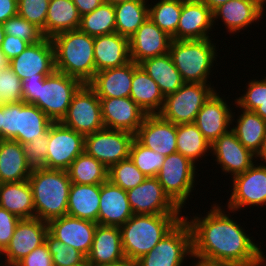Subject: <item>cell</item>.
Here are the masks:
<instances>
[{"label": "cell", "instance_id": "1", "mask_svg": "<svg viewBox=\"0 0 266 266\" xmlns=\"http://www.w3.org/2000/svg\"><path fill=\"white\" fill-rule=\"evenodd\" d=\"M213 202L210 210L202 213L204 216L193 212L189 217L184 210L183 218L192 233L193 260L233 266H257L262 263L266 259L262 242L258 243L245 226L235 220L237 218L230 214L233 212L226 209L222 201Z\"/></svg>", "mask_w": 266, "mask_h": 266}, {"label": "cell", "instance_id": "2", "mask_svg": "<svg viewBox=\"0 0 266 266\" xmlns=\"http://www.w3.org/2000/svg\"><path fill=\"white\" fill-rule=\"evenodd\" d=\"M81 81L54 71L46 78L22 80L23 101L39 107L53 122H61Z\"/></svg>", "mask_w": 266, "mask_h": 266}, {"label": "cell", "instance_id": "3", "mask_svg": "<svg viewBox=\"0 0 266 266\" xmlns=\"http://www.w3.org/2000/svg\"><path fill=\"white\" fill-rule=\"evenodd\" d=\"M51 41L55 70L89 84L96 74L94 37L75 29L59 33Z\"/></svg>", "mask_w": 266, "mask_h": 266}, {"label": "cell", "instance_id": "4", "mask_svg": "<svg viewBox=\"0 0 266 266\" xmlns=\"http://www.w3.org/2000/svg\"><path fill=\"white\" fill-rule=\"evenodd\" d=\"M214 41V38L202 40L172 39L169 54L185 83H204L214 86L211 79L214 76L213 70H217L215 67L220 64L217 63V58H223L219 56L218 53L221 50L217 42Z\"/></svg>", "mask_w": 266, "mask_h": 266}, {"label": "cell", "instance_id": "5", "mask_svg": "<svg viewBox=\"0 0 266 266\" xmlns=\"http://www.w3.org/2000/svg\"><path fill=\"white\" fill-rule=\"evenodd\" d=\"M184 217V214H134L120 226L127 259L137 261L151 251Z\"/></svg>", "mask_w": 266, "mask_h": 266}, {"label": "cell", "instance_id": "6", "mask_svg": "<svg viewBox=\"0 0 266 266\" xmlns=\"http://www.w3.org/2000/svg\"><path fill=\"white\" fill-rule=\"evenodd\" d=\"M28 181L33 192L35 218L48 223L67 215L72 183L66 170L34 169Z\"/></svg>", "mask_w": 266, "mask_h": 266}, {"label": "cell", "instance_id": "7", "mask_svg": "<svg viewBox=\"0 0 266 266\" xmlns=\"http://www.w3.org/2000/svg\"><path fill=\"white\" fill-rule=\"evenodd\" d=\"M53 121L34 104L24 101L2 105V139L20 144L47 133Z\"/></svg>", "mask_w": 266, "mask_h": 266}, {"label": "cell", "instance_id": "8", "mask_svg": "<svg viewBox=\"0 0 266 266\" xmlns=\"http://www.w3.org/2000/svg\"><path fill=\"white\" fill-rule=\"evenodd\" d=\"M197 167L199 166L176 152L165 156L164 163L157 175L165 193L183 212L185 208H189L186 204L190 206L189 200L191 201L192 196L195 195L192 192H195V187L201 180L197 178L200 176L198 172L201 171Z\"/></svg>", "mask_w": 266, "mask_h": 266}, {"label": "cell", "instance_id": "9", "mask_svg": "<svg viewBox=\"0 0 266 266\" xmlns=\"http://www.w3.org/2000/svg\"><path fill=\"white\" fill-rule=\"evenodd\" d=\"M193 261L192 233L184 218L147 254L136 261L137 266H188Z\"/></svg>", "mask_w": 266, "mask_h": 266}, {"label": "cell", "instance_id": "10", "mask_svg": "<svg viewBox=\"0 0 266 266\" xmlns=\"http://www.w3.org/2000/svg\"><path fill=\"white\" fill-rule=\"evenodd\" d=\"M216 88L211 84L184 83L175 93L165 96L158 114L176 125L194 123L197 113Z\"/></svg>", "mask_w": 266, "mask_h": 266}, {"label": "cell", "instance_id": "11", "mask_svg": "<svg viewBox=\"0 0 266 266\" xmlns=\"http://www.w3.org/2000/svg\"><path fill=\"white\" fill-rule=\"evenodd\" d=\"M231 194L224 207L233 215L248 208L266 206V165L256 161L244 173L230 179ZM248 207V208H247ZM237 211V212H236Z\"/></svg>", "mask_w": 266, "mask_h": 266}, {"label": "cell", "instance_id": "12", "mask_svg": "<svg viewBox=\"0 0 266 266\" xmlns=\"http://www.w3.org/2000/svg\"><path fill=\"white\" fill-rule=\"evenodd\" d=\"M61 123L84 136L105 128L100 99L89 84H83L75 93Z\"/></svg>", "mask_w": 266, "mask_h": 266}, {"label": "cell", "instance_id": "13", "mask_svg": "<svg viewBox=\"0 0 266 266\" xmlns=\"http://www.w3.org/2000/svg\"><path fill=\"white\" fill-rule=\"evenodd\" d=\"M133 133L103 128L85 136L84 151L101 162L106 168L128 159Z\"/></svg>", "mask_w": 266, "mask_h": 266}, {"label": "cell", "instance_id": "14", "mask_svg": "<svg viewBox=\"0 0 266 266\" xmlns=\"http://www.w3.org/2000/svg\"><path fill=\"white\" fill-rule=\"evenodd\" d=\"M85 136L53 122L49 127L46 169L67 170L71 163L84 152Z\"/></svg>", "mask_w": 266, "mask_h": 266}, {"label": "cell", "instance_id": "15", "mask_svg": "<svg viewBox=\"0 0 266 266\" xmlns=\"http://www.w3.org/2000/svg\"><path fill=\"white\" fill-rule=\"evenodd\" d=\"M210 156L215 162L211 164L221 168L223 175H231L229 179L244 173L257 161L256 155L240 143L232 130L211 144Z\"/></svg>", "mask_w": 266, "mask_h": 266}, {"label": "cell", "instance_id": "16", "mask_svg": "<svg viewBox=\"0 0 266 266\" xmlns=\"http://www.w3.org/2000/svg\"><path fill=\"white\" fill-rule=\"evenodd\" d=\"M126 192L133 214H183L165 193L157 177H147L141 184Z\"/></svg>", "mask_w": 266, "mask_h": 266}, {"label": "cell", "instance_id": "17", "mask_svg": "<svg viewBox=\"0 0 266 266\" xmlns=\"http://www.w3.org/2000/svg\"><path fill=\"white\" fill-rule=\"evenodd\" d=\"M47 233V222L39 218L20 219L9 244L1 253V266H15L35 248L45 243Z\"/></svg>", "mask_w": 266, "mask_h": 266}, {"label": "cell", "instance_id": "18", "mask_svg": "<svg viewBox=\"0 0 266 266\" xmlns=\"http://www.w3.org/2000/svg\"><path fill=\"white\" fill-rule=\"evenodd\" d=\"M218 91L217 88V90L203 104L202 108L197 113L194 122L210 144L215 142L221 135L231 130L230 125H232V114L233 111H235V108L233 107V105H235V99H233L234 103L233 101H230L232 102L230 104L228 101L229 96L231 95H228V97L225 98V95Z\"/></svg>", "mask_w": 266, "mask_h": 266}, {"label": "cell", "instance_id": "19", "mask_svg": "<svg viewBox=\"0 0 266 266\" xmlns=\"http://www.w3.org/2000/svg\"><path fill=\"white\" fill-rule=\"evenodd\" d=\"M9 67L21 79L46 78L55 71L54 46L51 38L29 44L17 57L9 61Z\"/></svg>", "mask_w": 266, "mask_h": 266}, {"label": "cell", "instance_id": "20", "mask_svg": "<svg viewBox=\"0 0 266 266\" xmlns=\"http://www.w3.org/2000/svg\"><path fill=\"white\" fill-rule=\"evenodd\" d=\"M265 13V7L257 0H229L213 11V25L218 26L221 22L220 26H225V32L233 36L247 30L248 27L251 28L252 24L259 25Z\"/></svg>", "mask_w": 266, "mask_h": 266}, {"label": "cell", "instance_id": "21", "mask_svg": "<svg viewBox=\"0 0 266 266\" xmlns=\"http://www.w3.org/2000/svg\"><path fill=\"white\" fill-rule=\"evenodd\" d=\"M213 12L201 0H183L182 12L173 40L213 38ZM211 32V33H210ZM212 35V36H211Z\"/></svg>", "mask_w": 266, "mask_h": 266}, {"label": "cell", "instance_id": "22", "mask_svg": "<svg viewBox=\"0 0 266 266\" xmlns=\"http://www.w3.org/2000/svg\"><path fill=\"white\" fill-rule=\"evenodd\" d=\"M105 128L137 133L147 113L130 97L99 98Z\"/></svg>", "mask_w": 266, "mask_h": 266}, {"label": "cell", "instance_id": "23", "mask_svg": "<svg viewBox=\"0 0 266 266\" xmlns=\"http://www.w3.org/2000/svg\"><path fill=\"white\" fill-rule=\"evenodd\" d=\"M97 223L64 215L48 222V232L60 242L89 255Z\"/></svg>", "mask_w": 266, "mask_h": 266}, {"label": "cell", "instance_id": "24", "mask_svg": "<svg viewBox=\"0 0 266 266\" xmlns=\"http://www.w3.org/2000/svg\"><path fill=\"white\" fill-rule=\"evenodd\" d=\"M135 138L145 147L164 156L177 152V125L159 114H147Z\"/></svg>", "mask_w": 266, "mask_h": 266}, {"label": "cell", "instance_id": "25", "mask_svg": "<svg viewBox=\"0 0 266 266\" xmlns=\"http://www.w3.org/2000/svg\"><path fill=\"white\" fill-rule=\"evenodd\" d=\"M172 41L149 17L129 38L130 59L139 64L145 59L169 53Z\"/></svg>", "mask_w": 266, "mask_h": 266}, {"label": "cell", "instance_id": "26", "mask_svg": "<svg viewBox=\"0 0 266 266\" xmlns=\"http://www.w3.org/2000/svg\"><path fill=\"white\" fill-rule=\"evenodd\" d=\"M133 215L125 190L109 180L100 184L98 225L120 227Z\"/></svg>", "mask_w": 266, "mask_h": 266}, {"label": "cell", "instance_id": "27", "mask_svg": "<svg viewBox=\"0 0 266 266\" xmlns=\"http://www.w3.org/2000/svg\"><path fill=\"white\" fill-rule=\"evenodd\" d=\"M125 258L120 228L118 226L97 225L92 248L87 256V263L90 266H101Z\"/></svg>", "mask_w": 266, "mask_h": 266}, {"label": "cell", "instance_id": "28", "mask_svg": "<svg viewBox=\"0 0 266 266\" xmlns=\"http://www.w3.org/2000/svg\"><path fill=\"white\" fill-rule=\"evenodd\" d=\"M94 60L96 72L129 63V38L117 32L94 37Z\"/></svg>", "mask_w": 266, "mask_h": 266}, {"label": "cell", "instance_id": "29", "mask_svg": "<svg viewBox=\"0 0 266 266\" xmlns=\"http://www.w3.org/2000/svg\"><path fill=\"white\" fill-rule=\"evenodd\" d=\"M133 79V61L123 66L96 72L89 85L99 98L129 97Z\"/></svg>", "mask_w": 266, "mask_h": 266}, {"label": "cell", "instance_id": "30", "mask_svg": "<svg viewBox=\"0 0 266 266\" xmlns=\"http://www.w3.org/2000/svg\"><path fill=\"white\" fill-rule=\"evenodd\" d=\"M234 107L239 110L238 113L233 112L232 114L231 130L240 143L256 155L262 146L266 132V121L254 111L242 109L236 103Z\"/></svg>", "mask_w": 266, "mask_h": 266}, {"label": "cell", "instance_id": "31", "mask_svg": "<svg viewBox=\"0 0 266 266\" xmlns=\"http://www.w3.org/2000/svg\"><path fill=\"white\" fill-rule=\"evenodd\" d=\"M31 172L23 145L12 139H0V183L28 180Z\"/></svg>", "mask_w": 266, "mask_h": 266}, {"label": "cell", "instance_id": "32", "mask_svg": "<svg viewBox=\"0 0 266 266\" xmlns=\"http://www.w3.org/2000/svg\"><path fill=\"white\" fill-rule=\"evenodd\" d=\"M129 97L147 114H158L165 98L157 83L135 62H133V79Z\"/></svg>", "mask_w": 266, "mask_h": 266}, {"label": "cell", "instance_id": "33", "mask_svg": "<svg viewBox=\"0 0 266 266\" xmlns=\"http://www.w3.org/2000/svg\"><path fill=\"white\" fill-rule=\"evenodd\" d=\"M0 207L20 219L35 218L33 192L29 181L0 183Z\"/></svg>", "mask_w": 266, "mask_h": 266}, {"label": "cell", "instance_id": "34", "mask_svg": "<svg viewBox=\"0 0 266 266\" xmlns=\"http://www.w3.org/2000/svg\"><path fill=\"white\" fill-rule=\"evenodd\" d=\"M99 206L100 184H71L67 215L98 224Z\"/></svg>", "mask_w": 266, "mask_h": 266}, {"label": "cell", "instance_id": "35", "mask_svg": "<svg viewBox=\"0 0 266 266\" xmlns=\"http://www.w3.org/2000/svg\"><path fill=\"white\" fill-rule=\"evenodd\" d=\"M81 16L72 0H50L47 10L44 37L52 38L55 35L79 29Z\"/></svg>", "mask_w": 266, "mask_h": 266}, {"label": "cell", "instance_id": "36", "mask_svg": "<svg viewBox=\"0 0 266 266\" xmlns=\"http://www.w3.org/2000/svg\"><path fill=\"white\" fill-rule=\"evenodd\" d=\"M139 65L157 83L164 97L175 93L185 83L169 53L145 59Z\"/></svg>", "mask_w": 266, "mask_h": 266}, {"label": "cell", "instance_id": "37", "mask_svg": "<svg viewBox=\"0 0 266 266\" xmlns=\"http://www.w3.org/2000/svg\"><path fill=\"white\" fill-rule=\"evenodd\" d=\"M176 145L177 152L197 166L199 164V168L202 163H208L204 159H207L206 156L211 154V144L205 139L194 123L177 125Z\"/></svg>", "mask_w": 266, "mask_h": 266}, {"label": "cell", "instance_id": "38", "mask_svg": "<svg viewBox=\"0 0 266 266\" xmlns=\"http://www.w3.org/2000/svg\"><path fill=\"white\" fill-rule=\"evenodd\" d=\"M150 0H128L114 5L116 32L130 38L148 18Z\"/></svg>", "mask_w": 266, "mask_h": 266}, {"label": "cell", "instance_id": "39", "mask_svg": "<svg viewBox=\"0 0 266 266\" xmlns=\"http://www.w3.org/2000/svg\"><path fill=\"white\" fill-rule=\"evenodd\" d=\"M71 183L102 184L108 180V168L85 151L66 170Z\"/></svg>", "mask_w": 266, "mask_h": 266}, {"label": "cell", "instance_id": "40", "mask_svg": "<svg viewBox=\"0 0 266 266\" xmlns=\"http://www.w3.org/2000/svg\"><path fill=\"white\" fill-rule=\"evenodd\" d=\"M114 5L103 2L92 12L81 16L79 29L92 36L112 34L116 32Z\"/></svg>", "mask_w": 266, "mask_h": 266}, {"label": "cell", "instance_id": "41", "mask_svg": "<svg viewBox=\"0 0 266 266\" xmlns=\"http://www.w3.org/2000/svg\"><path fill=\"white\" fill-rule=\"evenodd\" d=\"M182 6L183 0H151L148 5V17L172 37L177 30Z\"/></svg>", "mask_w": 266, "mask_h": 266}, {"label": "cell", "instance_id": "42", "mask_svg": "<svg viewBox=\"0 0 266 266\" xmlns=\"http://www.w3.org/2000/svg\"><path fill=\"white\" fill-rule=\"evenodd\" d=\"M130 159L147 177H157L165 156L142 145L136 138L130 146Z\"/></svg>", "mask_w": 266, "mask_h": 266}, {"label": "cell", "instance_id": "43", "mask_svg": "<svg viewBox=\"0 0 266 266\" xmlns=\"http://www.w3.org/2000/svg\"><path fill=\"white\" fill-rule=\"evenodd\" d=\"M147 176L130 159L122 160L108 169V180L127 191L141 184Z\"/></svg>", "mask_w": 266, "mask_h": 266}, {"label": "cell", "instance_id": "44", "mask_svg": "<svg viewBox=\"0 0 266 266\" xmlns=\"http://www.w3.org/2000/svg\"><path fill=\"white\" fill-rule=\"evenodd\" d=\"M45 243L52 255L53 266H82L87 262L84 254L60 242L49 232L46 234Z\"/></svg>", "mask_w": 266, "mask_h": 266}, {"label": "cell", "instance_id": "45", "mask_svg": "<svg viewBox=\"0 0 266 266\" xmlns=\"http://www.w3.org/2000/svg\"><path fill=\"white\" fill-rule=\"evenodd\" d=\"M252 78L246 82V90L235 97V103L242 109L255 111L260 105L266 102V76Z\"/></svg>", "mask_w": 266, "mask_h": 266}, {"label": "cell", "instance_id": "46", "mask_svg": "<svg viewBox=\"0 0 266 266\" xmlns=\"http://www.w3.org/2000/svg\"><path fill=\"white\" fill-rule=\"evenodd\" d=\"M5 34L18 37L29 44L40 42L45 37L36 25L22 18L19 14L12 16L3 23Z\"/></svg>", "mask_w": 266, "mask_h": 266}, {"label": "cell", "instance_id": "47", "mask_svg": "<svg viewBox=\"0 0 266 266\" xmlns=\"http://www.w3.org/2000/svg\"><path fill=\"white\" fill-rule=\"evenodd\" d=\"M23 101L22 81L10 67L0 74V104H11Z\"/></svg>", "mask_w": 266, "mask_h": 266}, {"label": "cell", "instance_id": "48", "mask_svg": "<svg viewBox=\"0 0 266 266\" xmlns=\"http://www.w3.org/2000/svg\"><path fill=\"white\" fill-rule=\"evenodd\" d=\"M50 0H17L18 14L43 30Z\"/></svg>", "mask_w": 266, "mask_h": 266}, {"label": "cell", "instance_id": "49", "mask_svg": "<svg viewBox=\"0 0 266 266\" xmlns=\"http://www.w3.org/2000/svg\"><path fill=\"white\" fill-rule=\"evenodd\" d=\"M49 140V129L41 137L33 138L29 143L23 144L27 165L34 169L45 168Z\"/></svg>", "mask_w": 266, "mask_h": 266}, {"label": "cell", "instance_id": "50", "mask_svg": "<svg viewBox=\"0 0 266 266\" xmlns=\"http://www.w3.org/2000/svg\"><path fill=\"white\" fill-rule=\"evenodd\" d=\"M20 218L0 207V254L6 249Z\"/></svg>", "mask_w": 266, "mask_h": 266}, {"label": "cell", "instance_id": "51", "mask_svg": "<svg viewBox=\"0 0 266 266\" xmlns=\"http://www.w3.org/2000/svg\"><path fill=\"white\" fill-rule=\"evenodd\" d=\"M15 266H53L52 255L46 243L35 248Z\"/></svg>", "mask_w": 266, "mask_h": 266}, {"label": "cell", "instance_id": "52", "mask_svg": "<svg viewBox=\"0 0 266 266\" xmlns=\"http://www.w3.org/2000/svg\"><path fill=\"white\" fill-rule=\"evenodd\" d=\"M28 45L29 43L23 39L5 34L0 50L10 61L24 51Z\"/></svg>", "mask_w": 266, "mask_h": 266}, {"label": "cell", "instance_id": "53", "mask_svg": "<svg viewBox=\"0 0 266 266\" xmlns=\"http://www.w3.org/2000/svg\"><path fill=\"white\" fill-rule=\"evenodd\" d=\"M17 0H0V23L18 14Z\"/></svg>", "mask_w": 266, "mask_h": 266}, {"label": "cell", "instance_id": "54", "mask_svg": "<svg viewBox=\"0 0 266 266\" xmlns=\"http://www.w3.org/2000/svg\"><path fill=\"white\" fill-rule=\"evenodd\" d=\"M76 5L80 16L88 14L99 7L104 0H72Z\"/></svg>", "mask_w": 266, "mask_h": 266}, {"label": "cell", "instance_id": "55", "mask_svg": "<svg viewBox=\"0 0 266 266\" xmlns=\"http://www.w3.org/2000/svg\"><path fill=\"white\" fill-rule=\"evenodd\" d=\"M256 160L262 164L266 165V132L263 137L262 146L259 152L256 154Z\"/></svg>", "mask_w": 266, "mask_h": 266}, {"label": "cell", "instance_id": "56", "mask_svg": "<svg viewBox=\"0 0 266 266\" xmlns=\"http://www.w3.org/2000/svg\"><path fill=\"white\" fill-rule=\"evenodd\" d=\"M204 4H206L210 10L213 12L216 8L224 3L228 2L229 0H201Z\"/></svg>", "mask_w": 266, "mask_h": 266}, {"label": "cell", "instance_id": "57", "mask_svg": "<svg viewBox=\"0 0 266 266\" xmlns=\"http://www.w3.org/2000/svg\"><path fill=\"white\" fill-rule=\"evenodd\" d=\"M101 266H137L136 261H132L130 259H122L118 262L115 263H110V264H105V265H101Z\"/></svg>", "mask_w": 266, "mask_h": 266}, {"label": "cell", "instance_id": "58", "mask_svg": "<svg viewBox=\"0 0 266 266\" xmlns=\"http://www.w3.org/2000/svg\"><path fill=\"white\" fill-rule=\"evenodd\" d=\"M9 67V60L6 58L5 54L0 50V74L1 71Z\"/></svg>", "mask_w": 266, "mask_h": 266}, {"label": "cell", "instance_id": "59", "mask_svg": "<svg viewBox=\"0 0 266 266\" xmlns=\"http://www.w3.org/2000/svg\"><path fill=\"white\" fill-rule=\"evenodd\" d=\"M254 112L266 121V102L260 105Z\"/></svg>", "mask_w": 266, "mask_h": 266}, {"label": "cell", "instance_id": "60", "mask_svg": "<svg viewBox=\"0 0 266 266\" xmlns=\"http://www.w3.org/2000/svg\"><path fill=\"white\" fill-rule=\"evenodd\" d=\"M190 263L191 262H189V266H233V265L209 264L197 260L192 261L191 264Z\"/></svg>", "mask_w": 266, "mask_h": 266}, {"label": "cell", "instance_id": "61", "mask_svg": "<svg viewBox=\"0 0 266 266\" xmlns=\"http://www.w3.org/2000/svg\"><path fill=\"white\" fill-rule=\"evenodd\" d=\"M4 36H5L4 26L3 23H0V48L4 40Z\"/></svg>", "mask_w": 266, "mask_h": 266}, {"label": "cell", "instance_id": "62", "mask_svg": "<svg viewBox=\"0 0 266 266\" xmlns=\"http://www.w3.org/2000/svg\"><path fill=\"white\" fill-rule=\"evenodd\" d=\"M124 1H128V0H104V2L109 3L111 5H116L119 3H123Z\"/></svg>", "mask_w": 266, "mask_h": 266}, {"label": "cell", "instance_id": "63", "mask_svg": "<svg viewBox=\"0 0 266 266\" xmlns=\"http://www.w3.org/2000/svg\"><path fill=\"white\" fill-rule=\"evenodd\" d=\"M0 139H2V104H0Z\"/></svg>", "mask_w": 266, "mask_h": 266}, {"label": "cell", "instance_id": "64", "mask_svg": "<svg viewBox=\"0 0 266 266\" xmlns=\"http://www.w3.org/2000/svg\"><path fill=\"white\" fill-rule=\"evenodd\" d=\"M263 7L266 8V0H257Z\"/></svg>", "mask_w": 266, "mask_h": 266}, {"label": "cell", "instance_id": "65", "mask_svg": "<svg viewBox=\"0 0 266 266\" xmlns=\"http://www.w3.org/2000/svg\"><path fill=\"white\" fill-rule=\"evenodd\" d=\"M257 266H266V259L262 263H260L259 265H257Z\"/></svg>", "mask_w": 266, "mask_h": 266}, {"label": "cell", "instance_id": "66", "mask_svg": "<svg viewBox=\"0 0 266 266\" xmlns=\"http://www.w3.org/2000/svg\"><path fill=\"white\" fill-rule=\"evenodd\" d=\"M82 266H90L87 262L84 264V265H82Z\"/></svg>", "mask_w": 266, "mask_h": 266}]
</instances>
